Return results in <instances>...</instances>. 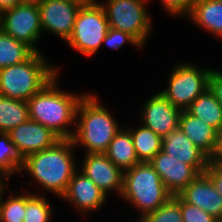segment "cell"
I'll list each match as a JSON object with an SVG mask.
<instances>
[{
  "label": "cell",
  "instance_id": "1",
  "mask_svg": "<svg viewBox=\"0 0 222 222\" xmlns=\"http://www.w3.org/2000/svg\"><path fill=\"white\" fill-rule=\"evenodd\" d=\"M75 148L72 139H61L51 148L30 154L24 158L20 175L27 172L44 191L61 198L78 170Z\"/></svg>",
  "mask_w": 222,
  "mask_h": 222
},
{
  "label": "cell",
  "instance_id": "2",
  "mask_svg": "<svg viewBox=\"0 0 222 222\" xmlns=\"http://www.w3.org/2000/svg\"><path fill=\"white\" fill-rule=\"evenodd\" d=\"M58 76L27 101L29 119L51 129L61 139H72L77 106L87 92L73 93L59 88Z\"/></svg>",
  "mask_w": 222,
  "mask_h": 222
},
{
  "label": "cell",
  "instance_id": "3",
  "mask_svg": "<svg viewBox=\"0 0 222 222\" xmlns=\"http://www.w3.org/2000/svg\"><path fill=\"white\" fill-rule=\"evenodd\" d=\"M75 127L74 146H84L85 154H91L105 153L122 126L101 104L97 94L88 92L78 103Z\"/></svg>",
  "mask_w": 222,
  "mask_h": 222
},
{
  "label": "cell",
  "instance_id": "4",
  "mask_svg": "<svg viewBox=\"0 0 222 222\" xmlns=\"http://www.w3.org/2000/svg\"><path fill=\"white\" fill-rule=\"evenodd\" d=\"M35 52L28 60L0 69V95L28 101L40 92L59 72V67Z\"/></svg>",
  "mask_w": 222,
  "mask_h": 222
},
{
  "label": "cell",
  "instance_id": "5",
  "mask_svg": "<svg viewBox=\"0 0 222 222\" xmlns=\"http://www.w3.org/2000/svg\"><path fill=\"white\" fill-rule=\"evenodd\" d=\"M172 196L150 162H140L123 172L120 198L138 210L137 220L155 211Z\"/></svg>",
  "mask_w": 222,
  "mask_h": 222
},
{
  "label": "cell",
  "instance_id": "6",
  "mask_svg": "<svg viewBox=\"0 0 222 222\" xmlns=\"http://www.w3.org/2000/svg\"><path fill=\"white\" fill-rule=\"evenodd\" d=\"M103 7L109 27L129 33L143 47L152 34L154 25L148 12L149 0H104Z\"/></svg>",
  "mask_w": 222,
  "mask_h": 222
},
{
  "label": "cell",
  "instance_id": "7",
  "mask_svg": "<svg viewBox=\"0 0 222 222\" xmlns=\"http://www.w3.org/2000/svg\"><path fill=\"white\" fill-rule=\"evenodd\" d=\"M109 28L103 7L92 1L80 7L71 36L65 43L83 56L92 57L102 47Z\"/></svg>",
  "mask_w": 222,
  "mask_h": 222
},
{
  "label": "cell",
  "instance_id": "8",
  "mask_svg": "<svg viewBox=\"0 0 222 222\" xmlns=\"http://www.w3.org/2000/svg\"><path fill=\"white\" fill-rule=\"evenodd\" d=\"M182 62L172 68L167 87L159 90L174 107L181 111L186 110L208 88L209 74L212 69L194 65L193 62Z\"/></svg>",
  "mask_w": 222,
  "mask_h": 222
},
{
  "label": "cell",
  "instance_id": "9",
  "mask_svg": "<svg viewBox=\"0 0 222 222\" xmlns=\"http://www.w3.org/2000/svg\"><path fill=\"white\" fill-rule=\"evenodd\" d=\"M0 29L35 52H41L36 46L43 35L38 5L21 3L2 11Z\"/></svg>",
  "mask_w": 222,
  "mask_h": 222
},
{
  "label": "cell",
  "instance_id": "10",
  "mask_svg": "<svg viewBox=\"0 0 222 222\" xmlns=\"http://www.w3.org/2000/svg\"><path fill=\"white\" fill-rule=\"evenodd\" d=\"M80 5L66 0H42L38 4L42 33L52 34L67 41Z\"/></svg>",
  "mask_w": 222,
  "mask_h": 222
},
{
  "label": "cell",
  "instance_id": "11",
  "mask_svg": "<svg viewBox=\"0 0 222 222\" xmlns=\"http://www.w3.org/2000/svg\"><path fill=\"white\" fill-rule=\"evenodd\" d=\"M140 107L141 124L164 138L178 128L181 110L174 107L160 92L149 97Z\"/></svg>",
  "mask_w": 222,
  "mask_h": 222
},
{
  "label": "cell",
  "instance_id": "12",
  "mask_svg": "<svg viewBox=\"0 0 222 222\" xmlns=\"http://www.w3.org/2000/svg\"><path fill=\"white\" fill-rule=\"evenodd\" d=\"M78 170L90 178L104 193L112 191L120 197L123 187V171L105 153L85 154ZM83 162V163H82Z\"/></svg>",
  "mask_w": 222,
  "mask_h": 222
},
{
  "label": "cell",
  "instance_id": "13",
  "mask_svg": "<svg viewBox=\"0 0 222 222\" xmlns=\"http://www.w3.org/2000/svg\"><path fill=\"white\" fill-rule=\"evenodd\" d=\"M107 198L108 196L90 178L77 170L60 199L88 217L91 212L100 211L106 204Z\"/></svg>",
  "mask_w": 222,
  "mask_h": 222
},
{
  "label": "cell",
  "instance_id": "14",
  "mask_svg": "<svg viewBox=\"0 0 222 222\" xmlns=\"http://www.w3.org/2000/svg\"><path fill=\"white\" fill-rule=\"evenodd\" d=\"M150 164L154 167L167 190L174 196L178 195L199 173L173 155L164 151L158 152Z\"/></svg>",
  "mask_w": 222,
  "mask_h": 222
},
{
  "label": "cell",
  "instance_id": "15",
  "mask_svg": "<svg viewBox=\"0 0 222 222\" xmlns=\"http://www.w3.org/2000/svg\"><path fill=\"white\" fill-rule=\"evenodd\" d=\"M8 133L11 141L18 147L24 158L30 154L51 148L61 140L51 129L30 119Z\"/></svg>",
  "mask_w": 222,
  "mask_h": 222
},
{
  "label": "cell",
  "instance_id": "16",
  "mask_svg": "<svg viewBox=\"0 0 222 222\" xmlns=\"http://www.w3.org/2000/svg\"><path fill=\"white\" fill-rule=\"evenodd\" d=\"M178 195L185 202L198 206L213 217H222V196L205 173H200Z\"/></svg>",
  "mask_w": 222,
  "mask_h": 222
},
{
  "label": "cell",
  "instance_id": "17",
  "mask_svg": "<svg viewBox=\"0 0 222 222\" xmlns=\"http://www.w3.org/2000/svg\"><path fill=\"white\" fill-rule=\"evenodd\" d=\"M162 151L204 173L209 158L198 149L181 129L177 128L163 138Z\"/></svg>",
  "mask_w": 222,
  "mask_h": 222
},
{
  "label": "cell",
  "instance_id": "18",
  "mask_svg": "<svg viewBox=\"0 0 222 222\" xmlns=\"http://www.w3.org/2000/svg\"><path fill=\"white\" fill-rule=\"evenodd\" d=\"M178 128L189 137L191 142L209 159L214 154L217 144L218 131L201 119L182 110L179 116Z\"/></svg>",
  "mask_w": 222,
  "mask_h": 222
},
{
  "label": "cell",
  "instance_id": "19",
  "mask_svg": "<svg viewBox=\"0 0 222 222\" xmlns=\"http://www.w3.org/2000/svg\"><path fill=\"white\" fill-rule=\"evenodd\" d=\"M187 19L194 26L222 39V0H194Z\"/></svg>",
  "mask_w": 222,
  "mask_h": 222
},
{
  "label": "cell",
  "instance_id": "20",
  "mask_svg": "<svg viewBox=\"0 0 222 222\" xmlns=\"http://www.w3.org/2000/svg\"><path fill=\"white\" fill-rule=\"evenodd\" d=\"M105 154L123 172L140 163L126 126L116 133Z\"/></svg>",
  "mask_w": 222,
  "mask_h": 222
},
{
  "label": "cell",
  "instance_id": "21",
  "mask_svg": "<svg viewBox=\"0 0 222 222\" xmlns=\"http://www.w3.org/2000/svg\"><path fill=\"white\" fill-rule=\"evenodd\" d=\"M186 111L218 132L222 129V107L209 88L199 95Z\"/></svg>",
  "mask_w": 222,
  "mask_h": 222
},
{
  "label": "cell",
  "instance_id": "22",
  "mask_svg": "<svg viewBox=\"0 0 222 222\" xmlns=\"http://www.w3.org/2000/svg\"><path fill=\"white\" fill-rule=\"evenodd\" d=\"M130 131L133 145L139 162H150L162 150L163 138L140 123L135 129L126 127Z\"/></svg>",
  "mask_w": 222,
  "mask_h": 222
},
{
  "label": "cell",
  "instance_id": "23",
  "mask_svg": "<svg viewBox=\"0 0 222 222\" xmlns=\"http://www.w3.org/2000/svg\"><path fill=\"white\" fill-rule=\"evenodd\" d=\"M29 119L27 101L0 95V132L8 133Z\"/></svg>",
  "mask_w": 222,
  "mask_h": 222
},
{
  "label": "cell",
  "instance_id": "24",
  "mask_svg": "<svg viewBox=\"0 0 222 222\" xmlns=\"http://www.w3.org/2000/svg\"><path fill=\"white\" fill-rule=\"evenodd\" d=\"M35 51L0 29V69L28 60Z\"/></svg>",
  "mask_w": 222,
  "mask_h": 222
},
{
  "label": "cell",
  "instance_id": "25",
  "mask_svg": "<svg viewBox=\"0 0 222 222\" xmlns=\"http://www.w3.org/2000/svg\"><path fill=\"white\" fill-rule=\"evenodd\" d=\"M24 157L13 144L9 133L0 132V173L12 177L20 174Z\"/></svg>",
  "mask_w": 222,
  "mask_h": 222
},
{
  "label": "cell",
  "instance_id": "26",
  "mask_svg": "<svg viewBox=\"0 0 222 222\" xmlns=\"http://www.w3.org/2000/svg\"><path fill=\"white\" fill-rule=\"evenodd\" d=\"M44 195L33 194L26 189L25 217L23 222H52L53 208Z\"/></svg>",
  "mask_w": 222,
  "mask_h": 222
},
{
  "label": "cell",
  "instance_id": "27",
  "mask_svg": "<svg viewBox=\"0 0 222 222\" xmlns=\"http://www.w3.org/2000/svg\"><path fill=\"white\" fill-rule=\"evenodd\" d=\"M22 188V193L16 194L11 189L7 198L0 201V222H23L26 206V189ZM4 198V199H3Z\"/></svg>",
  "mask_w": 222,
  "mask_h": 222
},
{
  "label": "cell",
  "instance_id": "28",
  "mask_svg": "<svg viewBox=\"0 0 222 222\" xmlns=\"http://www.w3.org/2000/svg\"><path fill=\"white\" fill-rule=\"evenodd\" d=\"M140 222H184L180 210V196L174 195L162 206L146 214Z\"/></svg>",
  "mask_w": 222,
  "mask_h": 222
},
{
  "label": "cell",
  "instance_id": "29",
  "mask_svg": "<svg viewBox=\"0 0 222 222\" xmlns=\"http://www.w3.org/2000/svg\"><path fill=\"white\" fill-rule=\"evenodd\" d=\"M130 44L135 49L144 48L133 36L127 32L109 28L105 39L102 41V45H107L110 49L118 50L124 46V44Z\"/></svg>",
  "mask_w": 222,
  "mask_h": 222
},
{
  "label": "cell",
  "instance_id": "30",
  "mask_svg": "<svg viewBox=\"0 0 222 222\" xmlns=\"http://www.w3.org/2000/svg\"><path fill=\"white\" fill-rule=\"evenodd\" d=\"M180 210L184 222H214L215 217L180 197Z\"/></svg>",
  "mask_w": 222,
  "mask_h": 222
},
{
  "label": "cell",
  "instance_id": "31",
  "mask_svg": "<svg viewBox=\"0 0 222 222\" xmlns=\"http://www.w3.org/2000/svg\"><path fill=\"white\" fill-rule=\"evenodd\" d=\"M151 0H149L150 2ZM194 0H159L160 6L164 8L165 12L170 16L188 17Z\"/></svg>",
  "mask_w": 222,
  "mask_h": 222
},
{
  "label": "cell",
  "instance_id": "32",
  "mask_svg": "<svg viewBox=\"0 0 222 222\" xmlns=\"http://www.w3.org/2000/svg\"><path fill=\"white\" fill-rule=\"evenodd\" d=\"M208 88L222 107V71L211 69L208 79Z\"/></svg>",
  "mask_w": 222,
  "mask_h": 222
},
{
  "label": "cell",
  "instance_id": "33",
  "mask_svg": "<svg viewBox=\"0 0 222 222\" xmlns=\"http://www.w3.org/2000/svg\"><path fill=\"white\" fill-rule=\"evenodd\" d=\"M204 173L209 177L216 191L222 196V166L209 162Z\"/></svg>",
  "mask_w": 222,
  "mask_h": 222
},
{
  "label": "cell",
  "instance_id": "34",
  "mask_svg": "<svg viewBox=\"0 0 222 222\" xmlns=\"http://www.w3.org/2000/svg\"><path fill=\"white\" fill-rule=\"evenodd\" d=\"M209 162L222 166V129L218 132L216 149Z\"/></svg>",
  "mask_w": 222,
  "mask_h": 222
},
{
  "label": "cell",
  "instance_id": "35",
  "mask_svg": "<svg viewBox=\"0 0 222 222\" xmlns=\"http://www.w3.org/2000/svg\"><path fill=\"white\" fill-rule=\"evenodd\" d=\"M19 4L20 0H0V13Z\"/></svg>",
  "mask_w": 222,
  "mask_h": 222
},
{
  "label": "cell",
  "instance_id": "36",
  "mask_svg": "<svg viewBox=\"0 0 222 222\" xmlns=\"http://www.w3.org/2000/svg\"><path fill=\"white\" fill-rule=\"evenodd\" d=\"M8 179H10L9 176L4 175L3 173H0V201H1L2 197H3V194H6L5 193V188L6 187L8 188V186H6L5 182L8 183L9 182Z\"/></svg>",
  "mask_w": 222,
  "mask_h": 222
},
{
  "label": "cell",
  "instance_id": "37",
  "mask_svg": "<svg viewBox=\"0 0 222 222\" xmlns=\"http://www.w3.org/2000/svg\"><path fill=\"white\" fill-rule=\"evenodd\" d=\"M66 1H70V2L76 3L80 6H84V5L91 3L92 1L98 2L99 0H66Z\"/></svg>",
  "mask_w": 222,
  "mask_h": 222
},
{
  "label": "cell",
  "instance_id": "38",
  "mask_svg": "<svg viewBox=\"0 0 222 222\" xmlns=\"http://www.w3.org/2000/svg\"><path fill=\"white\" fill-rule=\"evenodd\" d=\"M22 4H35L38 5L42 0H20Z\"/></svg>",
  "mask_w": 222,
  "mask_h": 222
},
{
  "label": "cell",
  "instance_id": "39",
  "mask_svg": "<svg viewBox=\"0 0 222 222\" xmlns=\"http://www.w3.org/2000/svg\"><path fill=\"white\" fill-rule=\"evenodd\" d=\"M214 222H222V217L215 218Z\"/></svg>",
  "mask_w": 222,
  "mask_h": 222
}]
</instances>
